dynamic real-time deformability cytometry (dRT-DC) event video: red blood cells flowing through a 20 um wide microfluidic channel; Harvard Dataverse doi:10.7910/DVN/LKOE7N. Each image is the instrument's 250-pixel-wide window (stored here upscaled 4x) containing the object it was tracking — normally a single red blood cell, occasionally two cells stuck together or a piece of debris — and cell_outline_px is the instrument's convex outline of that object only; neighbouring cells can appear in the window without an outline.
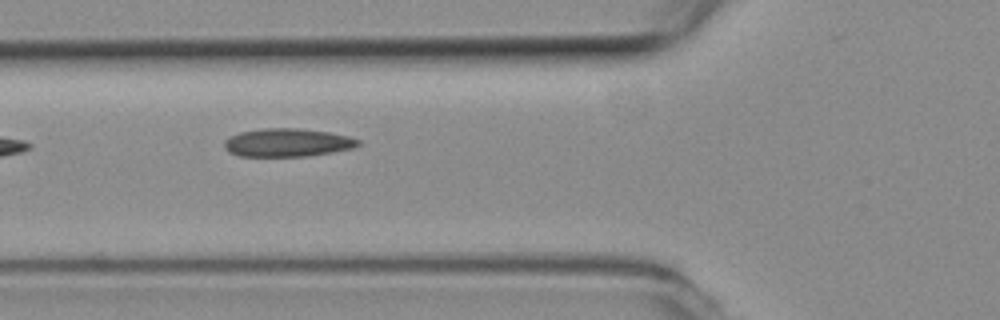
{"species": "common noctule bat (a hibernating species)", "species_latin": "Nyctalus noctula", "temperature_condition": "room temperature", "stored_images_in_passage": 3, "camera_frame_rate_fps": 3000, "um_per_image_px": 0.085, "animal": {"sex": "female", "body_mass_g": 19.3, "forearm_length_mm": 54.1}, "frame": {"image": 1, "passage_image": 3, "time_ms": 0.667, "image_size_px": [1000, 320], "cell_outline_px": [[360, 144], [352, 148], [332, 152], [304, 156], [240, 156], [228, 152], [224, 148], [224, 140], [228, 136], [240, 132], [264, 128], [300, 128], [328, 132], [348, 136], [360, 140]], "centroid_in_image_um": [24.38, 12.11], "position_along_channel_um": 101.4, "area_um2": 22.02}}